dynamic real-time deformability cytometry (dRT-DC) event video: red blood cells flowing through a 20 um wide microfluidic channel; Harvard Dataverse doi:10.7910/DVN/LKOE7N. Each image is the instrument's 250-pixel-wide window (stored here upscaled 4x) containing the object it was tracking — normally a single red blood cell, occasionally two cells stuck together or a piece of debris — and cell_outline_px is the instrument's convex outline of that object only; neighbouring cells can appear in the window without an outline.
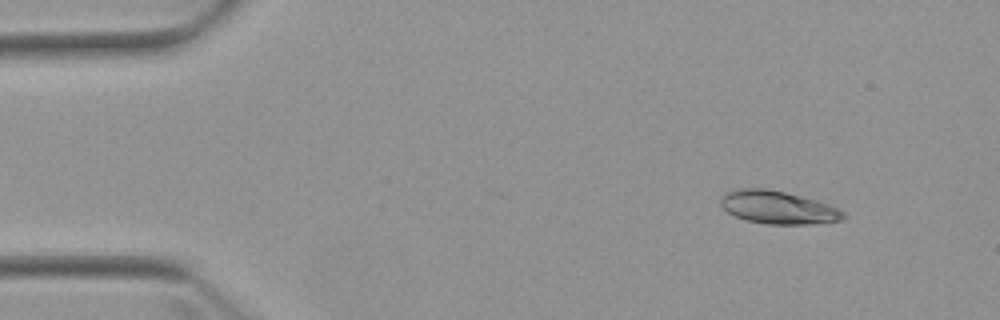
{"species": "Egyptian fruit bat (a non-hibernating species)", "species_latin": "Rousettus aegyptiacus", "temperature_condition": "warm", "stored_images_in_passage": 5, "camera_frame_rate_fps": 3000, "um_per_image_px": 0.085, "animal": {"sex": "female"}, "frame": {"image": 1, "passage_image": 2, "time_ms": 1.333, "image_size_px": [1000, 320], "cell_outline_px": [[844, 216], [840, 220], [808, 224], [768, 224], [748, 220], [736, 216], [728, 212], [720, 204], [720, 200], [728, 192], [740, 188], [764, 188], [784, 192], [816, 200], [828, 204], [844, 212]], "centroid_in_image_um": [66.11, 17.63], "position_along_channel_um": 18.9, "area_um2": 23.0}}